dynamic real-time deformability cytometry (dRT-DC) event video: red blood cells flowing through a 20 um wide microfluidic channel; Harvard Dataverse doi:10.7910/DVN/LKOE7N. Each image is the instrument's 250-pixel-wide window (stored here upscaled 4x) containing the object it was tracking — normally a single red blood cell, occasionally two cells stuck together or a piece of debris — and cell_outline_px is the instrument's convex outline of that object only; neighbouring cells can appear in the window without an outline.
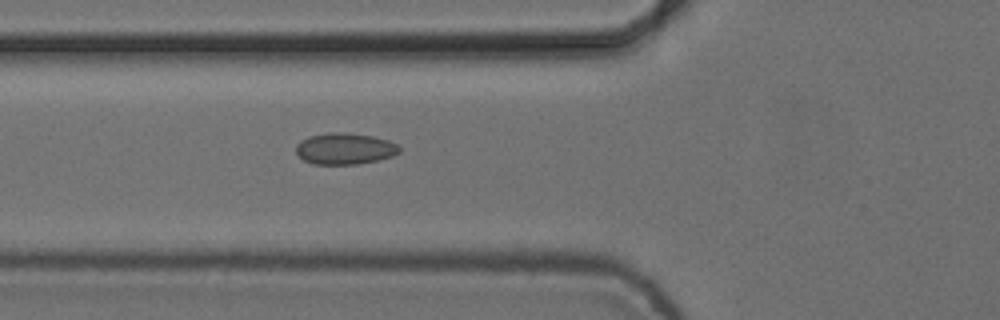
{"species": "common noctule bat (a hibernating species)", "species_latin": "Nyctalus noctula", "temperature_condition": "cold", "stored_images_in_passage": 5, "camera_frame_rate_fps": 3000, "um_per_image_px": 0.085, "animal": {"sex": "female", "body_mass_g": 24.6, "forearm_length_mm": 56.2}, "frame": {"image": 1, "passage_image": 5, "time_ms": 1.333, "image_size_px": [1000, 320], "cell_outline_px": [[400, 152], [392, 156], [380, 160], [356, 164], [312, 164], [304, 160], [296, 152], [296, 144], [300, 140], [308, 136], [328, 132], [344, 132], [372, 136], [388, 140], [396, 144], [400, 148]], "centroid_in_image_um": [29.29, 12.63], "position_along_channel_um": 96.5, "area_um2": 19.02}}